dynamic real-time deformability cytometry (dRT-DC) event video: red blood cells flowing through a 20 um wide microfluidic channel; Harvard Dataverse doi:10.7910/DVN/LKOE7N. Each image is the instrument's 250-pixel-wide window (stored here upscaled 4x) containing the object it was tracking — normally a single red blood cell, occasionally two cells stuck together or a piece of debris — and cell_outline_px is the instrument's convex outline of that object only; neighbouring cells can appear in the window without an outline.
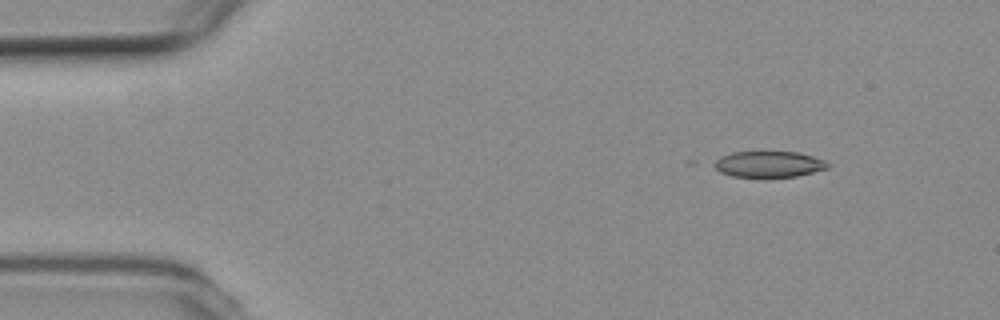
{"species": "common noctule bat (a hibernating species)", "species_latin": "Nyctalus noctula", "temperature_condition": "room temperature", "stored_images_in_passage": 5, "camera_frame_rate_fps": 3000, "um_per_image_px": 0.085, "animal": {"sex": "female", "body_mass_g": 19.3, "forearm_length_mm": 54.1}, "frame": {"image": 1, "passage_image": 2, "time_ms": 1.333, "image_size_px": [1000, 320], "cell_outline_px": [[828, 168], [796, 176], [732, 176], [720, 172], [708, 164], [712, 160], [720, 156], [732, 152], [800, 152], [824, 160], [828, 164]], "centroid_in_image_um": [65.24, 13.94], "position_along_channel_um": 19.8, "area_um2": 17.22}}
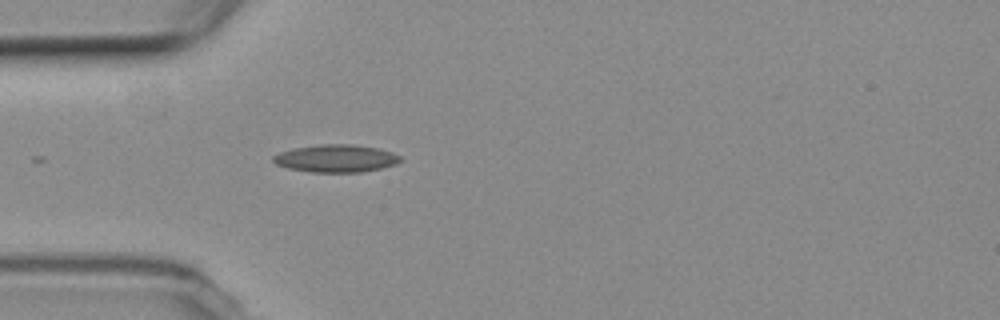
{"frame": {"image": 2, "passage_image": 5, "time_ms": 4.667, "image_size_px": [1000, 320], "cell_outline_px": [[404, 160], [396, 164], [380, 168], [360, 172], [308, 172], [288, 168], [276, 164], [272, 160], [272, 156], [280, 152], [292, 148], [320, 144], [352, 144], [376, 148], [392, 152], [400, 156]], "centroid_in_image_um": [28.54, 13.46], "position_along_channel_um": 56.5, "area_um2": 20.52}}